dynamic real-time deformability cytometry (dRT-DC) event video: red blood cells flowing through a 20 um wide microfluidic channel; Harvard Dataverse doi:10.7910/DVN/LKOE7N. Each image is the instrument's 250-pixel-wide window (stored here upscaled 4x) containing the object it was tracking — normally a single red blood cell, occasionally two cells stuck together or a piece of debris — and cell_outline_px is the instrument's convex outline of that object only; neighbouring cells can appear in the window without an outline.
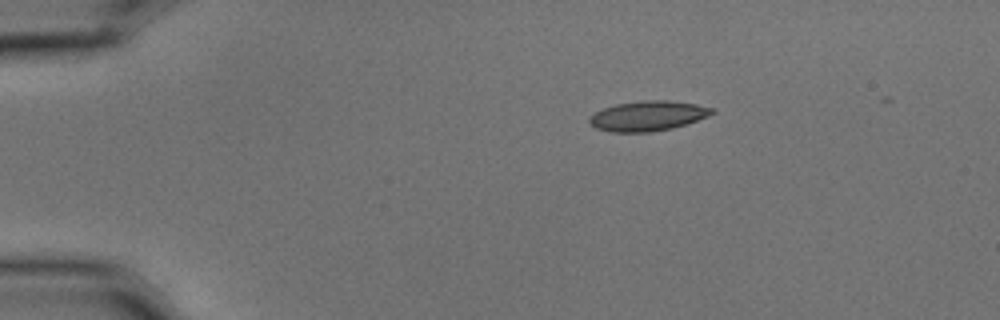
{"species": "common noctule bat (a hibernating species)", "species_latin": "Nyctalus noctula", "temperature_condition": "cold", "stored_images_in_passage": 5, "camera_frame_rate_fps": 3000, "um_per_image_px": 0.085, "animal": {"sex": "male", "body_mass_g": 15.6}, "frame": {"image": 1, "passage_image": 2, "time_ms": 0.333, "image_size_px": [1000, 320], "cell_outline_px": [[716, 112], [708, 116], [672, 128], [652, 132], [612, 132], [596, 128], [588, 120], [588, 116], [604, 108], [616, 104], [644, 100], [668, 100], [696, 104], [712, 108]], "centroid_in_image_um": [55.05, 9.85], "position_along_channel_um": 29.9, "area_um2": 21.27}}